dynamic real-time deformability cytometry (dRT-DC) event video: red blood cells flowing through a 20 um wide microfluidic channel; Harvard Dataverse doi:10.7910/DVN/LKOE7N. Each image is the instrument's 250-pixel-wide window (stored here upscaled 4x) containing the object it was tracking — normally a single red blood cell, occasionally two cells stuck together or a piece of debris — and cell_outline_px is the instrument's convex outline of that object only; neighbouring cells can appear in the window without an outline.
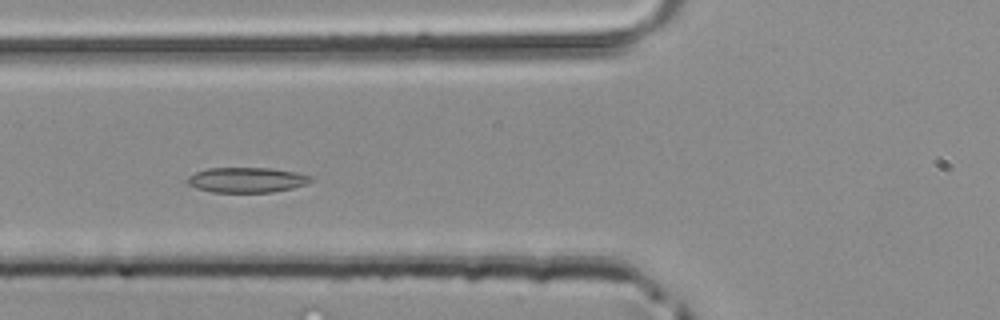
{"species": "common noctule bat (a hibernating species)", "species_latin": "Nyctalus noctula", "temperature_condition": "room temperature", "stored_images_in_passage": 34, "camera_frame_rate_fps": 3000, "um_per_image_px": 0.085, "animal": {"sex": "male", "body_mass_g": 20.4}, "frame": {"image": 1, "passage_image": 5, "time_ms": 1.333, "image_size_px": [1000, 320], "cell_outline_px": [[312, 180], [308, 184], [292, 188], [272, 192], [212, 192], [196, 188], [188, 184], [188, 176], [196, 172], [208, 168], [272, 168], [296, 172], [312, 176]], "centroid_in_image_um": [21.0, 15.29], "position_along_channel_um": 104.8, "area_um2": 18.09}}
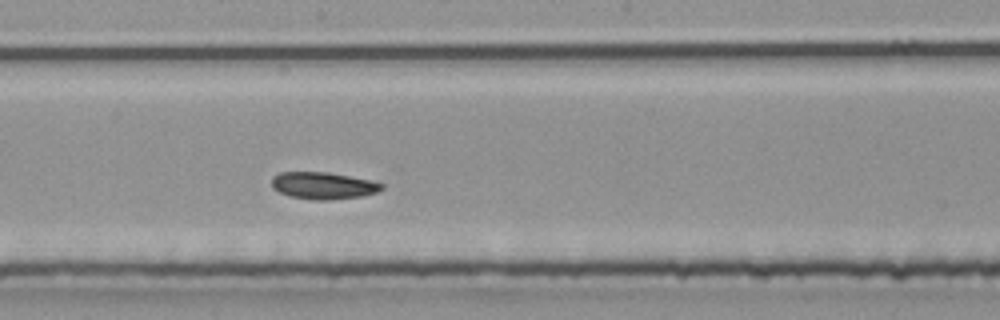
{"frame": {"image": 2, "passage_image": 13, "time_ms": 4.0, "image_size_px": [1000, 320], "cell_outline_px": [[384, 188], [376, 192], [364, 196], [328, 200], [312, 200], [288, 196], [272, 188], [272, 176], [280, 172], [328, 172], [368, 180], [384, 184]], "centroid_in_image_um": [27.44, 15.78], "position_along_channel_um": 220.8, "area_um2": 17.34}}
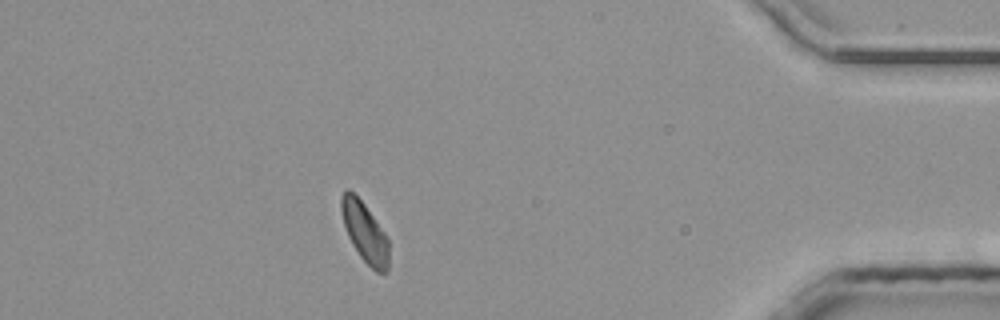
{"frame": {"image": 3, "passage_image": 29, "time_ms": 9.333, "image_size_px": [1000, 320], "cell_outline_px": [[388, 272], [376, 272], [360, 256], [352, 244], [348, 236], [344, 224], [340, 208], [340, 196], [344, 188], [348, 188], [364, 204], [384, 232], [388, 240]], "centroid_in_image_um": [30.98, 19.71], "position_along_channel_um": 404.2, "area_um2": 16.42}}